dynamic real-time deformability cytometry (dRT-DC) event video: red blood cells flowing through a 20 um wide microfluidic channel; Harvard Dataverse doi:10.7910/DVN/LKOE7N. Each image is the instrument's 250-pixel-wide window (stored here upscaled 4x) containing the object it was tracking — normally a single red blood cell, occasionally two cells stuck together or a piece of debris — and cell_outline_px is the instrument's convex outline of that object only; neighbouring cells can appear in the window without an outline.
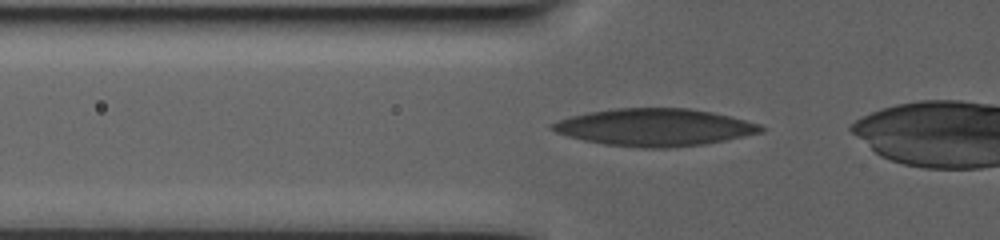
{"species": "human", "species_latin": "Homo sapiens", "temperature_condition": "warm", "stored_images_in_passage": 19, "camera_frame_rate_fps": 3000, "um_per_image_px": 0.085, "donor": {"sex": "male"}, "frame": {"image": 1, "passage_image": 2, "time_ms": 1.0, "image_size_px": [1000, 240], "cell_outline_px": [[764, 132], [704, 144], [668, 148], [640, 148], [604, 144], [584, 140], [568, 136], [556, 132], [548, 124], [572, 116], [588, 112], [616, 108], [688, 108], [712, 112], [760, 124], [764, 128]], "centroid_in_image_um": [55.64, 10.82], "position_along_channel_um": 70.2, "area_um2": 45.14}}
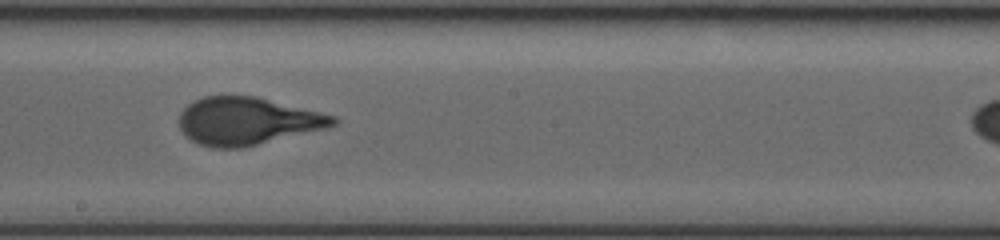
{"frame": {"image": 2, "passage_image": 9, "time_ms": 9.667, "image_size_px": [1000, 240], "cell_outline_px": [[340, 120], [336, 124], [328, 128], [240, 148], [212, 148], [200, 144], [184, 136], [180, 128], [180, 112], [188, 104], [204, 96], [256, 96], [336, 116]], "centroid_in_image_um": [21.03, 10.29], "position_along_channel_um": 227.2, "area_um2": 42.6}}
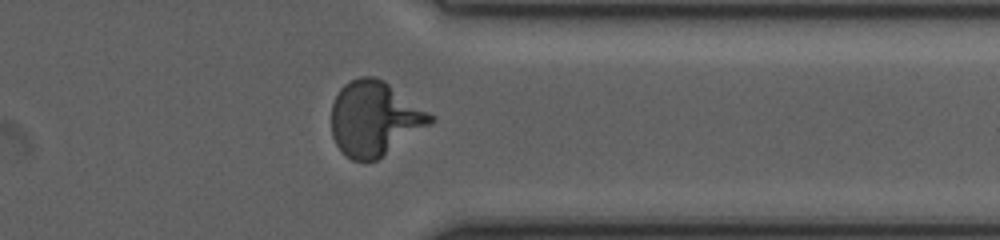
{"frame": {"image": 3, "passage_image": 16, "time_ms": 18.0, "image_size_px": [1000, 240], "cell_outline_px": [[436, 120], [432, 124], [376, 160], [364, 164], [352, 160], [336, 144], [332, 136], [332, 104], [340, 88], [348, 80], [360, 76], [372, 76], [384, 80], [436, 116]], "centroid_in_image_um": [31.86, 10.07], "position_along_channel_um": 379.5, "area_um2": 43.35}}